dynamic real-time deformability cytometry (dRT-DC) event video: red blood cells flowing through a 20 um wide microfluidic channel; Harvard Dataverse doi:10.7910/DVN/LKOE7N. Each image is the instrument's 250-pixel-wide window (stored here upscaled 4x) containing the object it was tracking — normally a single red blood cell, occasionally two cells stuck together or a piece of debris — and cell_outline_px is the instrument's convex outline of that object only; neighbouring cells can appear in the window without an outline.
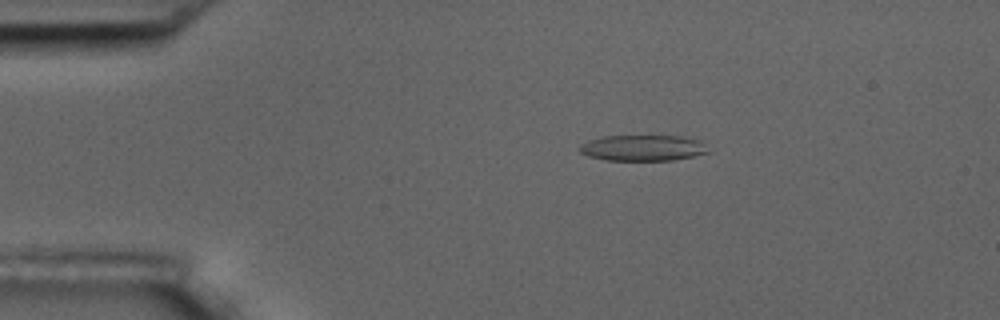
{"species": "common noctule bat (a hibernating species)", "species_latin": "Nyctalus noctula", "temperature_condition": "room temperature", "stored_images_in_passage": 5, "camera_frame_rate_fps": 3000, "um_per_image_px": 0.085, "animal": {"sex": "male", "body_mass_g": 17.5, "forearm_length_mm": 52.3}, "frame": {"image": 1, "passage_image": 4, "time_ms": 3.333, "image_size_px": [1000, 320], "cell_outline_px": [[712, 152], [696, 156], [672, 160], [604, 160], [588, 156], [580, 152], [576, 148], [580, 144], [588, 140], [604, 136], [680, 136], [700, 140]], "centroid_in_image_um": [54.64, 12.57], "position_along_channel_um": 30.4, "area_um2": 19.65}}